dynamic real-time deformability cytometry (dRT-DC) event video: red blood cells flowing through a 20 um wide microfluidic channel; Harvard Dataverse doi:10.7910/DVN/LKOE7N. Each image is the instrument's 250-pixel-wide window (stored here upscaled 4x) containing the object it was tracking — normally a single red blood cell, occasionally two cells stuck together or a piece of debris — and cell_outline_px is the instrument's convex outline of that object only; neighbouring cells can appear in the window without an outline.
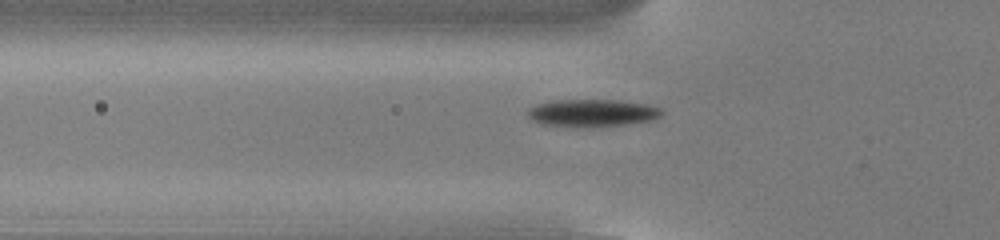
{"species": "common noctule bat (a hibernating species)", "species_latin": "Nyctalus noctula", "temperature_condition": "cold", "stored_images_in_passage": 43, "camera_frame_rate_fps": 3000, "um_per_image_px": 0.085, "animal": {"sex": "male", "body_mass_g": 13.0, "forearm_length_mm": 53.1}, "frame": {"image": 1, "passage_image": 8, "time_ms": 2.333, "image_size_px": [1000, 240], "cell_outline_px": [[664, 112], [660, 116], [652, 120], [628, 124], [592, 128], [584, 128], [540, 124], [532, 120], [528, 116], [528, 108], [536, 104], [552, 100], [616, 100], [648, 104], [660, 108]], "centroid_in_image_um": [50.32, 9.61], "position_along_channel_um": 75.5, "area_um2": 21.85}}
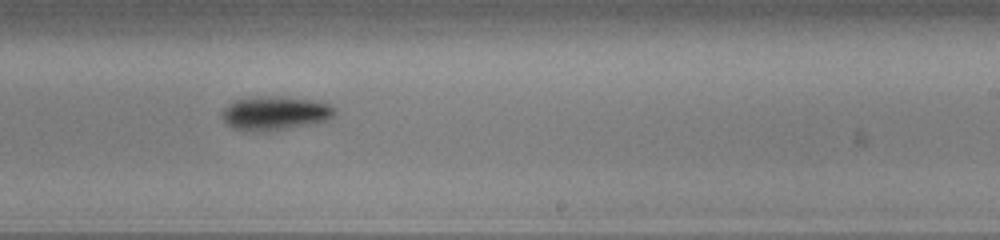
{"frame": {"image": 2, "passage_image": 23, "time_ms": 7.333, "image_size_px": [1000, 240], "cell_outline_px": [[336, 112], [328, 120], [268, 132], [244, 132], [232, 128], [220, 116], [220, 112], [232, 100], [248, 96], [276, 96], [312, 100], [328, 104], [336, 108]], "centroid_in_image_um": [23.29, 9.62], "position_along_channel_um": 265.7, "area_um2": 22.72}}
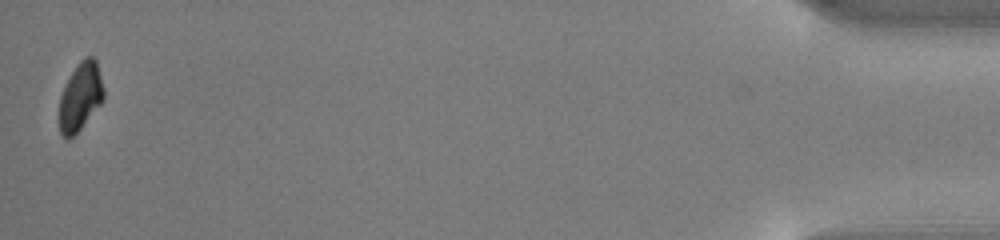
{"frame": {"image": 3, "passage_image": 43, "time_ms": 14.0, "image_size_px": [1000, 240], "cell_outline_px": [[104, 100], [80, 128], [68, 140], [64, 140], [60, 132], [60, 96], [76, 64], [84, 56], [92, 56], [96, 60], [104, 88]], "centroid_in_image_um": [6.85, 8.2], "position_along_channel_um": 428.4, "area_um2": 17.46}, "authors_computed_cell_mechanics": {"area_um2": 20.4612, "velocity_mm_per_s": 3.8068, "shape_relaxation_time_tau1_ms": 2.5308, "shape_relaxation_time_tau2_ms": null, "deformation_change_tau1": 0.1454, "deformation_change_tau2": null}}